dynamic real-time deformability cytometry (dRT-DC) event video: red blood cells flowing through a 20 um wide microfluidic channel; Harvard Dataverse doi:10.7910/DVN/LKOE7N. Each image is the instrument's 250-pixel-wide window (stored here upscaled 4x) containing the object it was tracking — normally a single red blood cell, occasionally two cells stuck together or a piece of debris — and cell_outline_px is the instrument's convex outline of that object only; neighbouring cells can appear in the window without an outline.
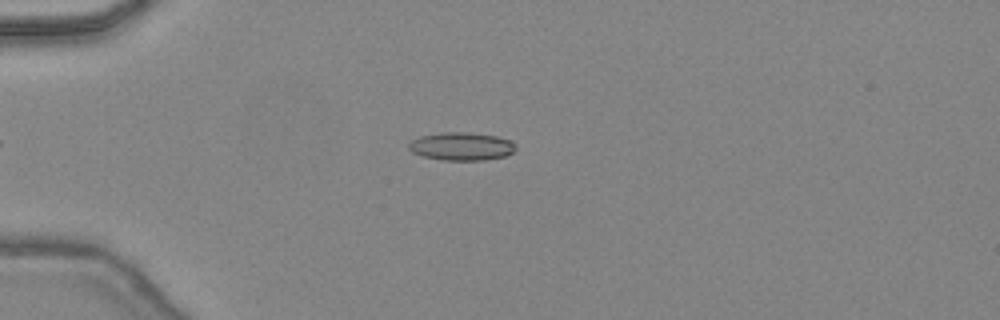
{"species": "common noctule bat (a hibernating species)", "species_latin": "Nyctalus noctula", "temperature_condition": "warm", "stored_images_in_passage": 38, "camera_frame_rate_fps": 3000, "um_per_image_px": 0.085, "animal": {"sex": "female", "body_mass_g": 24.6, "forearm_length_mm": 56.2}, "frame": {"image": 1, "passage_image": 9, "time_ms": 2.667, "image_size_px": [1000, 320], "cell_outline_px": [[516, 148], [512, 152], [504, 156], [484, 160], [444, 160], [424, 156], [412, 152], [408, 148], [408, 144], [412, 140], [420, 136], [440, 132], [468, 132], [496, 136], [512, 140], [516, 144]], "centroid_in_image_um": [39.23, 12.43], "position_along_channel_um": 45.8, "area_um2": 17.51}}
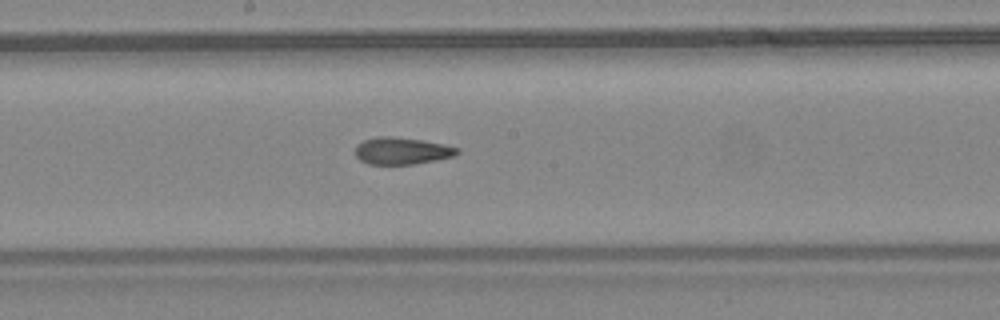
{"frame": {"image": 2, "passage_image": 22, "time_ms": 7.0, "image_size_px": [1000, 320], "cell_outline_px": [[460, 152], [456, 156], [436, 160], [412, 164], [368, 164], [360, 160], [356, 156], [356, 144], [364, 140], [376, 136], [388, 136], [420, 140], [444, 144], [460, 148]], "centroid_in_image_um": [34.17, 12.82], "position_along_channel_um": 214.0, "area_um2": 16.07}}
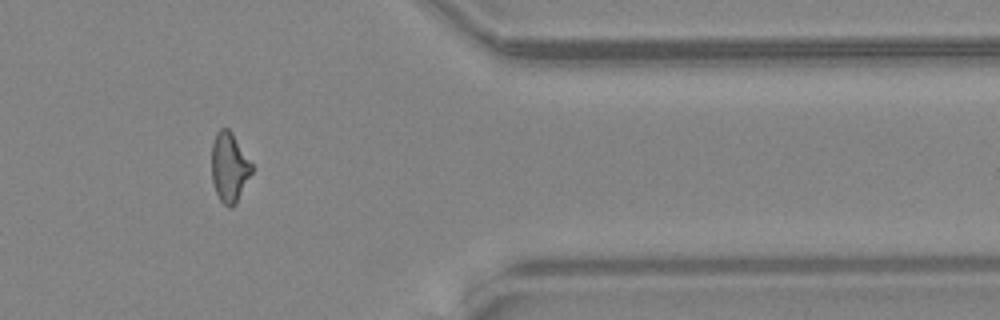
{"frame": {"image": 3, "passage_image": 35, "time_ms": 11.333, "image_size_px": [1000, 320], "cell_outline_px": [[252, 172], [236, 204], [232, 208], [228, 208], [220, 200], [216, 192], [212, 180], [212, 140], [216, 132], [220, 128], [228, 128], [232, 132], [252, 164]], "centroid_in_image_um": [19.48, 14.22], "position_along_channel_um": 391.9, "area_um2": 16.3}, "authors_computed_cell_mechanics": {"area_um2": 16.473, "velocity_mm_per_s": 4.5045, "shape_relaxation_time_tau1_ms": null, "shape_relaxation_time_tau2_ms": 2.4758, "deformation_change_tau1": null, "deformation_change_tau2": 0.1069}}